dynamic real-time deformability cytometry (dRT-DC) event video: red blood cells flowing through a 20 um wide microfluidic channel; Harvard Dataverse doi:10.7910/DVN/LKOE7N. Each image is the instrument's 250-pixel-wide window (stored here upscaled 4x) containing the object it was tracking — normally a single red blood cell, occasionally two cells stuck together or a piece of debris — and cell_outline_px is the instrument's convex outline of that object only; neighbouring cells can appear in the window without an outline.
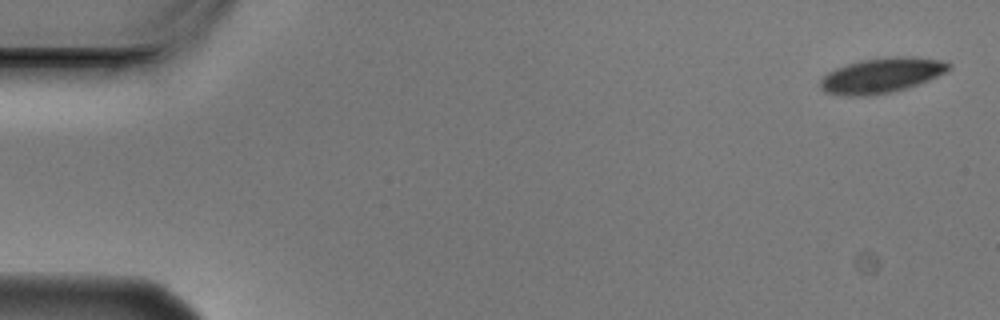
{"species": "Egyptian fruit bat (a non-hibernating species)", "species_latin": "Rousettus aegyptiacus", "temperature_condition": "cold", "stored_images_in_passage": 6, "segment_of_instrument_passage": [1, 2], "camera_frame_rate_fps": 3000, "um_per_image_px": 0.085, "animal": {"sex": "male"}, "frame": {"image": 1, "passage_image": 1, "time_ms": 0.0, "image_size_px": [1000, 320], "cell_outline_px": [[952, 68], [928, 80], [904, 88], [888, 92], [852, 96], [848, 96], [824, 92], [820, 88], [820, 80], [828, 72], [836, 68], [860, 60], [884, 56], [916, 56], [944, 60], [952, 64]], "centroid_in_image_um": [74.95, 6.36], "position_along_channel_um": 10.1, "area_um2": 26.07}}